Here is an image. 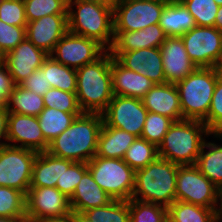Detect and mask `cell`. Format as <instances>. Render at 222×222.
<instances>
[{
    "mask_svg": "<svg viewBox=\"0 0 222 222\" xmlns=\"http://www.w3.org/2000/svg\"><path fill=\"white\" fill-rule=\"evenodd\" d=\"M221 208H220V211H219V216L222 218V192H221Z\"/></svg>",
    "mask_w": 222,
    "mask_h": 222,
    "instance_id": "6f0895ef",
    "label": "cell"
},
{
    "mask_svg": "<svg viewBox=\"0 0 222 222\" xmlns=\"http://www.w3.org/2000/svg\"><path fill=\"white\" fill-rule=\"evenodd\" d=\"M115 59L125 68L141 73L155 84L166 83L160 48L120 52Z\"/></svg>",
    "mask_w": 222,
    "mask_h": 222,
    "instance_id": "d6986e66",
    "label": "cell"
},
{
    "mask_svg": "<svg viewBox=\"0 0 222 222\" xmlns=\"http://www.w3.org/2000/svg\"><path fill=\"white\" fill-rule=\"evenodd\" d=\"M96 1L105 3L114 8L121 0H96Z\"/></svg>",
    "mask_w": 222,
    "mask_h": 222,
    "instance_id": "816d5d0a",
    "label": "cell"
},
{
    "mask_svg": "<svg viewBox=\"0 0 222 222\" xmlns=\"http://www.w3.org/2000/svg\"><path fill=\"white\" fill-rule=\"evenodd\" d=\"M44 106L55 108L67 113H83L81 110L76 93H69L57 88H50L43 95Z\"/></svg>",
    "mask_w": 222,
    "mask_h": 222,
    "instance_id": "ab89813d",
    "label": "cell"
},
{
    "mask_svg": "<svg viewBox=\"0 0 222 222\" xmlns=\"http://www.w3.org/2000/svg\"><path fill=\"white\" fill-rule=\"evenodd\" d=\"M144 107L152 113L173 119L183 120L180 98L175 84H155L142 98Z\"/></svg>",
    "mask_w": 222,
    "mask_h": 222,
    "instance_id": "ffe728a7",
    "label": "cell"
},
{
    "mask_svg": "<svg viewBox=\"0 0 222 222\" xmlns=\"http://www.w3.org/2000/svg\"><path fill=\"white\" fill-rule=\"evenodd\" d=\"M8 117L9 111L6 107H0V148L8 145L7 141V132H8ZM5 141L2 142V139Z\"/></svg>",
    "mask_w": 222,
    "mask_h": 222,
    "instance_id": "7dc6e473",
    "label": "cell"
},
{
    "mask_svg": "<svg viewBox=\"0 0 222 222\" xmlns=\"http://www.w3.org/2000/svg\"><path fill=\"white\" fill-rule=\"evenodd\" d=\"M212 135L222 140V134ZM205 148L209 150L205 152ZM195 165L222 192V144L205 141Z\"/></svg>",
    "mask_w": 222,
    "mask_h": 222,
    "instance_id": "d4e9b609",
    "label": "cell"
},
{
    "mask_svg": "<svg viewBox=\"0 0 222 222\" xmlns=\"http://www.w3.org/2000/svg\"><path fill=\"white\" fill-rule=\"evenodd\" d=\"M168 222H214L220 208H205L175 200L168 208Z\"/></svg>",
    "mask_w": 222,
    "mask_h": 222,
    "instance_id": "4316f807",
    "label": "cell"
},
{
    "mask_svg": "<svg viewBox=\"0 0 222 222\" xmlns=\"http://www.w3.org/2000/svg\"><path fill=\"white\" fill-rule=\"evenodd\" d=\"M147 113L142 99L114 95L101 114L104 125L141 137Z\"/></svg>",
    "mask_w": 222,
    "mask_h": 222,
    "instance_id": "4fadbf2b",
    "label": "cell"
},
{
    "mask_svg": "<svg viewBox=\"0 0 222 222\" xmlns=\"http://www.w3.org/2000/svg\"><path fill=\"white\" fill-rule=\"evenodd\" d=\"M37 152L6 145L0 148V186L27 194Z\"/></svg>",
    "mask_w": 222,
    "mask_h": 222,
    "instance_id": "9c48e42d",
    "label": "cell"
},
{
    "mask_svg": "<svg viewBox=\"0 0 222 222\" xmlns=\"http://www.w3.org/2000/svg\"><path fill=\"white\" fill-rule=\"evenodd\" d=\"M217 67H197L176 83L183 119L204 121L209 112L218 77Z\"/></svg>",
    "mask_w": 222,
    "mask_h": 222,
    "instance_id": "8992f818",
    "label": "cell"
},
{
    "mask_svg": "<svg viewBox=\"0 0 222 222\" xmlns=\"http://www.w3.org/2000/svg\"><path fill=\"white\" fill-rule=\"evenodd\" d=\"M70 199L56 187H30L26 194V215L35 219L68 216Z\"/></svg>",
    "mask_w": 222,
    "mask_h": 222,
    "instance_id": "5bb4252c",
    "label": "cell"
},
{
    "mask_svg": "<svg viewBox=\"0 0 222 222\" xmlns=\"http://www.w3.org/2000/svg\"><path fill=\"white\" fill-rule=\"evenodd\" d=\"M144 30L146 38V48H160V46L168 37L159 23L150 25Z\"/></svg>",
    "mask_w": 222,
    "mask_h": 222,
    "instance_id": "bcb514c9",
    "label": "cell"
},
{
    "mask_svg": "<svg viewBox=\"0 0 222 222\" xmlns=\"http://www.w3.org/2000/svg\"><path fill=\"white\" fill-rule=\"evenodd\" d=\"M173 123L174 120L171 118L148 111L141 133V138L155 144L158 147L162 142L164 135Z\"/></svg>",
    "mask_w": 222,
    "mask_h": 222,
    "instance_id": "f35d334b",
    "label": "cell"
},
{
    "mask_svg": "<svg viewBox=\"0 0 222 222\" xmlns=\"http://www.w3.org/2000/svg\"><path fill=\"white\" fill-rule=\"evenodd\" d=\"M106 51L98 41L67 31L49 55L65 66L78 69L96 61Z\"/></svg>",
    "mask_w": 222,
    "mask_h": 222,
    "instance_id": "7c38bea8",
    "label": "cell"
},
{
    "mask_svg": "<svg viewBox=\"0 0 222 222\" xmlns=\"http://www.w3.org/2000/svg\"><path fill=\"white\" fill-rule=\"evenodd\" d=\"M26 37V26H14L0 20V50L5 55Z\"/></svg>",
    "mask_w": 222,
    "mask_h": 222,
    "instance_id": "7bdbcfd3",
    "label": "cell"
},
{
    "mask_svg": "<svg viewBox=\"0 0 222 222\" xmlns=\"http://www.w3.org/2000/svg\"><path fill=\"white\" fill-rule=\"evenodd\" d=\"M217 69L219 70V72L222 74V57L217 65Z\"/></svg>",
    "mask_w": 222,
    "mask_h": 222,
    "instance_id": "11a10c76",
    "label": "cell"
},
{
    "mask_svg": "<svg viewBox=\"0 0 222 222\" xmlns=\"http://www.w3.org/2000/svg\"><path fill=\"white\" fill-rule=\"evenodd\" d=\"M67 20L69 32L94 39L107 50L111 47L113 7L96 0H68Z\"/></svg>",
    "mask_w": 222,
    "mask_h": 222,
    "instance_id": "3957f363",
    "label": "cell"
},
{
    "mask_svg": "<svg viewBox=\"0 0 222 222\" xmlns=\"http://www.w3.org/2000/svg\"><path fill=\"white\" fill-rule=\"evenodd\" d=\"M175 196L176 200L205 208H221V191L196 165H179Z\"/></svg>",
    "mask_w": 222,
    "mask_h": 222,
    "instance_id": "ba28073f",
    "label": "cell"
},
{
    "mask_svg": "<svg viewBox=\"0 0 222 222\" xmlns=\"http://www.w3.org/2000/svg\"><path fill=\"white\" fill-rule=\"evenodd\" d=\"M158 147L147 140L137 137L127 149L123 160L134 170L137 171L146 167L149 163L158 158Z\"/></svg>",
    "mask_w": 222,
    "mask_h": 222,
    "instance_id": "1f68e13d",
    "label": "cell"
},
{
    "mask_svg": "<svg viewBox=\"0 0 222 222\" xmlns=\"http://www.w3.org/2000/svg\"><path fill=\"white\" fill-rule=\"evenodd\" d=\"M0 20L8 25L27 26L23 0H3L0 4Z\"/></svg>",
    "mask_w": 222,
    "mask_h": 222,
    "instance_id": "b9f144b4",
    "label": "cell"
},
{
    "mask_svg": "<svg viewBox=\"0 0 222 222\" xmlns=\"http://www.w3.org/2000/svg\"><path fill=\"white\" fill-rule=\"evenodd\" d=\"M7 143L37 153L47 151L49 146L40 129L38 118L17 113H9Z\"/></svg>",
    "mask_w": 222,
    "mask_h": 222,
    "instance_id": "9a60e30c",
    "label": "cell"
},
{
    "mask_svg": "<svg viewBox=\"0 0 222 222\" xmlns=\"http://www.w3.org/2000/svg\"><path fill=\"white\" fill-rule=\"evenodd\" d=\"M129 210L130 222H168V209L160 204L130 199Z\"/></svg>",
    "mask_w": 222,
    "mask_h": 222,
    "instance_id": "d6a6232c",
    "label": "cell"
},
{
    "mask_svg": "<svg viewBox=\"0 0 222 222\" xmlns=\"http://www.w3.org/2000/svg\"><path fill=\"white\" fill-rule=\"evenodd\" d=\"M87 171V163L73 162L63 158V172L57 180L56 188L70 199L82 176Z\"/></svg>",
    "mask_w": 222,
    "mask_h": 222,
    "instance_id": "e575fe53",
    "label": "cell"
},
{
    "mask_svg": "<svg viewBox=\"0 0 222 222\" xmlns=\"http://www.w3.org/2000/svg\"><path fill=\"white\" fill-rule=\"evenodd\" d=\"M220 221L222 222V218L219 216L214 222H220Z\"/></svg>",
    "mask_w": 222,
    "mask_h": 222,
    "instance_id": "91938a15",
    "label": "cell"
},
{
    "mask_svg": "<svg viewBox=\"0 0 222 222\" xmlns=\"http://www.w3.org/2000/svg\"><path fill=\"white\" fill-rule=\"evenodd\" d=\"M197 26L213 27L219 6L214 0H180Z\"/></svg>",
    "mask_w": 222,
    "mask_h": 222,
    "instance_id": "74e56055",
    "label": "cell"
},
{
    "mask_svg": "<svg viewBox=\"0 0 222 222\" xmlns=\"http://www.w3.org/2000/svg\"><path fill=\"white\" fill-rule=\"evenodd\" d=\"M70 222H91L83 213L72 211L70 214Z\"/></svg>",
    "mask_w": 222,
    "mask_h": 222,
    "instance_id": "681fc988",
    "label": "cell"
},
{
    "mask_svg": "<svg viewBox=\"0 0 222 222\" xmlns=\"http://www.w3.org/2000/svg\"><path fill=\"white\" fill-rule=\"evenodd\" d=\"M113 94L142 99L155 85L141 73L129 70L111 56Z\"/></svg>",
    "mask_w": 222,
    "mask_h": 222,
    "instance_id": "44dd1931",
    "label": "cell"
},
{
    "mask_svg": "<svg viewBox=\"0 0 222 222\" xmlns=\"http://www.w3.org/2000/svg\"><path fill=\"white\" fill-rule=\"evenodd\" d=\"M6 108L9 113L37 117L45 106L43 96L37 95L33 91L26 89L21 85H15L12 93L10 94Z\"/></svg>",
    "mask_w": 222,
    "mask_h": 222,
    "instance_id": "f1b7e54d",
    "label": "cell"
},
{
    "mask_svg": "<svg viewBox=\"0 0 222 222\" xmlns=\"http://www.w3.org/2000/svg\"><path fill=\"white\" fill-rule=\"evenodd\" d=\"M159 25L168 37H181L197 26L193 16L180 0H169L165 4Z\"/></svg>",
    "mask_w": 222,
    "mask_h": 222,
    "instance_id": "603a6c76",
    "label": "cell"
},
{
    "mask_svg": "<svg viewBox=\"0 0 222 222\" xmlns=\"http://www.w3.org/2000/svg\"><path fill=\"white\" fill-rule=\"evenodd\" d=\"M160 50L167 83L176 84L197 68L190 60L181 37H167Z\"/></svg>",
    "mask_w": 222,
    "mask_h": 222,
    "instance_id": "ac0fdd59",
    "label": "cell"
},
{
    "mask_svg": "<svg viewBox=\"0 0 222 222\" xmlns=\"http://www.w3.org/2000/svg\"><path fill=\"white\" fill-rule=\"evenodd\" d=\"M111 201L112 197L98 186L88 170L76 186L70 198V206L72 211L83 213L88 209L109 204Z\"/></svg>",
    "mask_w": 222,
    "mask_h": 222,
    "instance_id": "7402d4cb",
    "label": "cell"
},
{
    "mask_svg": "<svg viewBox=\"0 0 222 222\" xmlns=\"http://www.w3.org/2000/svg\"><path fill=\"white\" fill-rule=\"evenodd\" d=\"M102 125L101 113L83 112L49 143L47 152L58 158L87 163L96 156Z\"/></svg>",
    "mask_w": 222,
    "mask_h": 222,
    "instance_id": "6da1fadb",
    "label": "cell"
},
{
    "mask_svg": "<svg viewBox=\"0 0 222 222\" xmlns=\"http://www.w3.org/2000/svg\"><path fill=\"white\" fill-rule=\"evenodd\" d=\"M209 136L212 133L202 121H174L158 146V156L178 165H195Z\"/></svg>",
    "mask_w": 222,
    "mask_h": 222,
    "instance_id": "277c9868",
    "label": "cell"
},
{
    "mask_svg": "<svg viewBox=\"0 0 222 222\" xmlns=\"http://www.w3.org/2000/svg\"><path fill=\"white\" fill-rule=\"evenodd\" d=\"M82 113H67L55 108L45 107L37 116L40 129L48 143L65 131Z\"/></svg>",
    "mask_w": 222,
    "mask_h": 222,
    "instance_id": "f546056e",
    "label": "cell"
},
{
    "mask_svg": "<svg viewBox=\"0 0 222 222\" xmlns=\"http://www.w3.org/2000/svg\"><path fill=\"white\" fill-rule=\"evenodd\" d=\"M49 56L44 50L36 47L27 37L12 51L4 55L3 63L12 76L15 85H20Z\"/></svg>",
    "mask_w": 222,
    "mask_h": 222,
    "instance_id": "2e32d148",
    "label": "cell"
},
{
    "mask_svg": "<svg viewBox=\"0 0 222 222\" xmlns=\"http://www.w3.org/2000/svg\"><path fill=\"white\" fill-rule=\"evenodd\" d=\"M67 31V14L46 15L27 23L26 37L36 47L50 54Z\"/></svg>",
    "mask_w": 222,
    "mask_h": 222,
    "instance_id": "e0dca14e",
    "label": "cell"
},
{
    "mask_svg": "<svg viewBox=\"0 0 222 222\" xmlns=\"http://www.w3.org/2000/svg\"><path fill=\"white\" fill-rule=\"evenodd\" d=\"M18 218L0 217V222H15Z\"/></svg>",
    "mask_w": 222,
    "mask_h": 222,
    "instance_id": "db71d44e",
    "label": "cell"
},
{
    "mask_svg": "<svg viewBox=\"0 0 222 222\" xmlns=\"http://www.w3.org/2000/svg\"><path fill=\"white\" fill-rule=\"evenodd\" d=\"M91 222H130L129 201L113 200L83 212Z\"/></svg>",
    "mask_w": 222,
    "mask_h": 222,
    "instance_id": "4dcf8cb0",
    "label": "cell"
},
{
    "mask_svg": "<svg viewBox=\"0 0 222 222\" xmlns=\"http://www.w3.org/2000/svg\"><path fill=\"white\" fill-rule=\"evenodd\" d=\"M87 167L93 179L113 200L129 201L135 187V171L123 160L94 156Z\"/></svg>",
    "mask_w": 222,
    "mask_h": 222,
    "instance_id": "52a82bcc",
    "label": "cell"
},
{
    "mask_svg": "<svg viewBox=\"0 0 222 222\" xmlns=\"http://www.w3.org/2000/svg\"><path fill=\"white\" fill-rule=\"evenodd\" d=\"M26 215V194L0 186V217L21 218Z\"/></svg>",
    "mask_w": 222,
    "mask_h": 222,
    "instance_id": "836d02e7",
    "label": "cell"
},
{
    "mask_svg": "<svg viewBox=\"0 0 222 222\" xmlns=\"http://www.w3.org/2000/svg\"><path fill=\"white\" fill-rule=\"evenodd\" d=\"M35 222H70V215L61 217L39 218Z\"/></svg>",
    "mask_w": 222,
    "mask_h": 222,
    "instance_id": "c3c4849f",
    "label": "cell"
},
{
    "mask_svg": "<svg viewBox=\"0 0 222 222\" xmlns=\"http://www.w3.org/2000/svg\"><path fill=\"white\" fill-rule=\"evenodd\" d=\"M15 222H35V218L25 215L21 218H18Z\"/></svg>",
    "mask_w": 222,
    "mask_h": 222,
    "instance_id": "f5cc1de1",
    "label": "cell"
},
{
    "mask_svg": "<svg viewBox=\"0 0 222 222\" xmlns=\"http://www.w3.org/2000/svg\"><path fill=\"white\" fill-rule=\"evenodd\" d=\"M4 61V54L2 53V51L0 50V64H2Z\"/></svg>",
    "mask_w": 222,
    "mask_h": 222,
    "instance_id": "9f6ffc18",
    "label": "cell"
},
{
    "mask_svg": "<svg viewBox=\"0 0 222 222\" xmlns=\"http://www.w3.org/2000/svg\"><path fill=\"white\" fill-rule=\"evenodd\" d=\"M203 123L212 134H222V74L217 79L212 103Z\"/></svg>",
    "mask_w": 222,
    "mask_h": 222,
    "instance_id": "60d3db41",
    "label": "cell"
},
{
    "mask_svg": "<svg viewBox=\"0 0 222 222\" xmlns=\"http://www.w3.org/2000/svg\"><path fill=\"white\" fill-rule=\"evenodd\" d=\"M179 165L158 157L135 171V187L131 199L169 207L176 200V178Z\"/></svg>",
    "mask_w": 222,
    "mask_h": 222,
    "instance_id": "5b68a950",
    "label": "cell"
},
{
    "mask_svg": "<svg viewBox=\"0 0 222 222\" xmlns=\"http://www.w3.org/2000/svg\"><path fill=\"white\" fill-rule=\"evenodd\" d=\"M136 138L137 136L127 131L103 124L98 137L96 156L123 159Z\"/></svg>",
    "mask_w": 222,
    "mask_h": 222,
    "instance_id": "cb8c5ba5",
    "label": "cell"
},
{
    "mask_svg": "<svg viewBox=\"0 0 222 222\" xmlns=\"http://www.w3.org/2000/svg\"><path fill=\"white\" fill-rule=\"evenodd\" d=\"M15 84L4 63L0 64V107H6Z\"/></svg>",
    "mask_w": 222,
    "mask_h": 222,
    "instance_id": "f6af8a7d",
    "label": "cell"
},
{
    "mask_svg": "<svg viewBox=\"0 0 222 222\" xmlns=\"http://www.w3.org/2000/svg\"><path fill=\"white\" fill-rule=\"evenodd\" d=\"M169 0H121L113 8L114 31H137L159 23Z\"/></svg>",
    "mask_w": 222,
    "mask_h": 222,
    "instance_id": "30bf717a",
    "label": "cell"
},
{
    "mask_svg": "<svg viewBox=\"0 0 222 222\" xmlns=\"http://www.w3.org/2000/svg\"><path fill=\"white\" fill-rule=\"evenodd\" d=\"M76 95L83 112L102 113L112 100L111 54L107 50L99 59L76 69Z\"/></svg>",
    "mask_w": 222,
    "mask_h": 222,
    "instance_id": "7a4b0ae2",
    "label": "cell"
},
{
    "mask_svg": "<svg viewBox=\"0 0 222 222\" xmlns=\"http://www.w3.org/2000/svg\"><path fill=\"white\" fill-rule=\"evenodd\" d=\"M41 68L45 71L47 82L50 83L51 88L76 93V69L57 62L50 55L44 60Z\"/></svg>",
    "mask_w": 222,
    "mask_h": 222,
    "instance_id": "83f0119b",
    "label": "cell"
},
{
    "mask_svg": "<svg viewBox=\"0 0 222 222\" xmlns=\"http://www.w3.org/2000/svg\"><path fill=\"white\" fill-rule=\"evenodd\" d=\"M190 60L197 67H217L222 57V31L196 26L181 36Z\"/></svg>",
    "mask_w": 222,
    "mask_h": 222,
    "instance_id": "8fae6325",
    "label": "cell"
},
{
    "mask_svg": "<svg viewBox=\"0 0 222 222\" xmlns=\"http://www.w3.org/2000/svg\"><path fill=\"white\" fill-rule=\"evenodd\" d=\"M63 172V158L55 157L47 151L37 154L33 164L30 187H56Z\"/></svg>",
    "mask_w": 222,
    "mask_h": 222,
    "instance_id": "484cf974",
    "label": "cell"
},
{
    "mask_svg": "<svg viewBox=\"0 0 222 222\" xmlns=\"http://www.w3.org/2000/svg\"><path fill=\"white\" fill-rule=\"evenodd\" d=\"M214 27L217 28L219 31H222V6H219L218 8Z\"/></svg>",
    "mask_w": 222,
    "mask_h": 222,
    "instance_id": "f907efd6",
    "label": "cell"
},
{
    "mask_svg": "<svg viewBox=\"0 0 222 222\" xmlns=\"http://www.w3.org/2000/svg\"><path fill=\"white\" fill-rule=\"evenodd\" d=\"M20 85L41 96L51 88L50 83L47 82L45 71L42 68H38L34 71Z\"/></svg>",
    "mask_w": 222,
    "mask_h": 222,
    "instance_id": "ee69618b",
    "label": "cell"
},
{
    "mask_svg": "<svg viewBox=\"0 0 222 222\" xmlns=\"http://www.w3.org/2000/svg\"><path fill=\"white\" fill-rule=\"evenodd\" d=\"M218 6H222V0H214Z\"/></svg>",
    "mask_w": 222,
    "mask_h": 222,
    "instance_id": "680465c9",
    "label": "cell"
},
{
    "mask_svg": "<svg viewBox=\"0 0 222 222\" xmlns=\"http://www.w3.org/2000/svg\"><path fill=\"white\" fill-rule=\"evenodd\" d=\"M146 48L145 30L114 31L111 47L108 49L115 58L120 52L134 51Z\"/></svg>",
    "mask_w": 222,
    "mask_h": 222,
    "instance_id": "8d00e7d4",
    "label": "cell"
},
{
    "mask_svg": "<svg viewBox=\"0 0 222 222\" xmlns=\"http://www.w3.org/2000/svg\"><path fill=\"white\" fill-rule=\"evenodd\" d=\"M28 22L46 15L67 14L68 0H23Z\"/></svg>",
    "mask_w": 222,
    "mask_h": 222,
    "instance_id": "d590c367",
    "label": "cell"
}]
</instances>
